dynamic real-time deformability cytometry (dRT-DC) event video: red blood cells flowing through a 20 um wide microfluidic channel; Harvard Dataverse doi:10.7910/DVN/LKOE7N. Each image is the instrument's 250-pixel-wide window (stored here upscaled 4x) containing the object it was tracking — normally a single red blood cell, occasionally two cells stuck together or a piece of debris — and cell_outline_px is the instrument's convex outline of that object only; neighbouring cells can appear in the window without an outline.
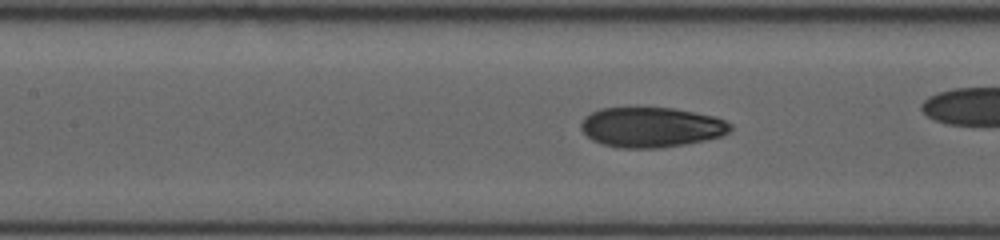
{"species": "human", "species_latin": "Homo sapiens", "temperature_condition": "room temperature", "stored_images_in_passage": 46, "camera_frame_rate_fps": 3000, "um_per_image_px": 0.085, "donor": {"sex": "female"}, "frame": {"image": 1, "passage_image": 27, "time_ms": 8.667, "image_size_px": [1000, 240], "cell_outline_px": [[732, 128], [728, 132], [720, 136], [704, 140], [684, 144], [660, 148], [620, 148], [600, 144], [592, 140], [580, 128], [580, 124], [584, 116], [600, 108], [672, 108], [716, 116], [732, 124]], "centroid_in_image_um": [55.33, 10.81], "position_along_channel_um": 152.1, "area_um2": 34.91}}